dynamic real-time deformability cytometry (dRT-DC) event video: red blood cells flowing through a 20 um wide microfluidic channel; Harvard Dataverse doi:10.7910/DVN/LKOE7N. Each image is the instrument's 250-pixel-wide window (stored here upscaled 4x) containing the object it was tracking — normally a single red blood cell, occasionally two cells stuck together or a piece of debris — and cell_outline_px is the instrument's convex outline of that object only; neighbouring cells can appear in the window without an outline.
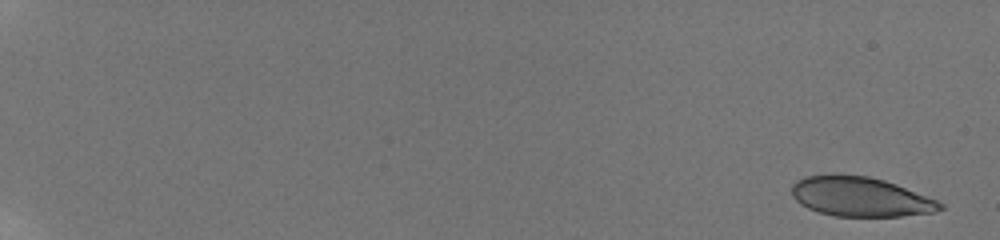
{"species": "human", "species_latin": "Homo sapiens", "temperature_condition": "room temperature", "stored_images_in_passage": 11, "camera_frame_rate_fps": 3000, "um_per_image_px": 0.085, "donor": {"sex": "male"}, "frame": {"image": 1, "passage_image": 1, "time_ms": 0.0, "image_size_px": [1000, 240], "cell_outline_px": [[944, 208], [932, 212], [900, 216], [832, 216], [808, 208], [800, 204], [792, 196], [792, 184], [796, 180], [804, 176], [832, 172], [868, 176], [884, 180], [896, 184], [936, 200], [944, 204]], "centroid_in_image_um": [73.06, 16.69], "position_along_channel_um": 11.9, "area_um2": 34.51}}
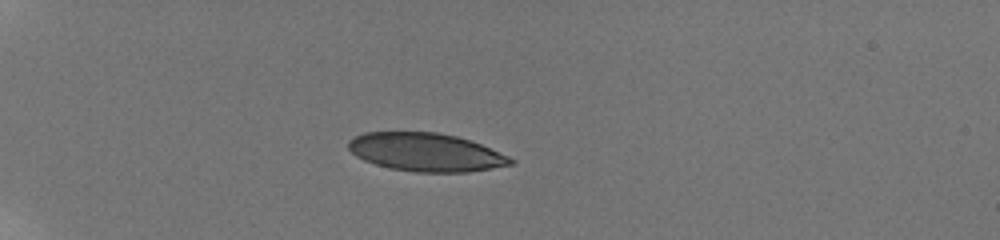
{"frame": {"image": 2, "passage_image": 6, "time_ms": 5.667, "image_size_px": [1000, 240], "cell_outline_px": [[516, 160], [512, 164], [492, 168], [468, 172], [416, 172], [388, 168], [364, 160], [356, 156], [348, 148], [348, 140], [364, 132], [436, 132], [456, 136], [480, 144], [508, 156]], "centroid_in_image_um": [36.17, 12.94], "position_along_channel_um": 48.8, "area_um2": 36.01}}
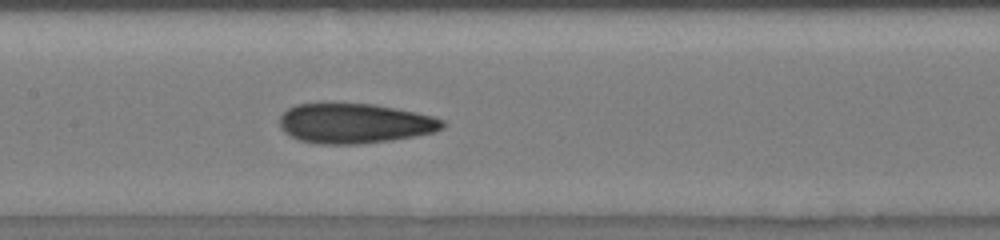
{"frame": {"image": 3, "passage_image": 11, "time_ms": 10.333, "image_size_px": [1000, 240], "cell_outline_px": [[444, 128], [432, 132], [416, 136], [392, 140], [356, 144], [320, 144], [300, 140], [284, 132], [280, 128], [280, 116], [288, 108], [296, 104], [372, 104], [396, 108], [416, 112], [432, 116], [444, 120]], "centroid_in_image_um": [30.15, 10.49], "position_along_channel_um": 177.2, "area_um2": 37.69}}